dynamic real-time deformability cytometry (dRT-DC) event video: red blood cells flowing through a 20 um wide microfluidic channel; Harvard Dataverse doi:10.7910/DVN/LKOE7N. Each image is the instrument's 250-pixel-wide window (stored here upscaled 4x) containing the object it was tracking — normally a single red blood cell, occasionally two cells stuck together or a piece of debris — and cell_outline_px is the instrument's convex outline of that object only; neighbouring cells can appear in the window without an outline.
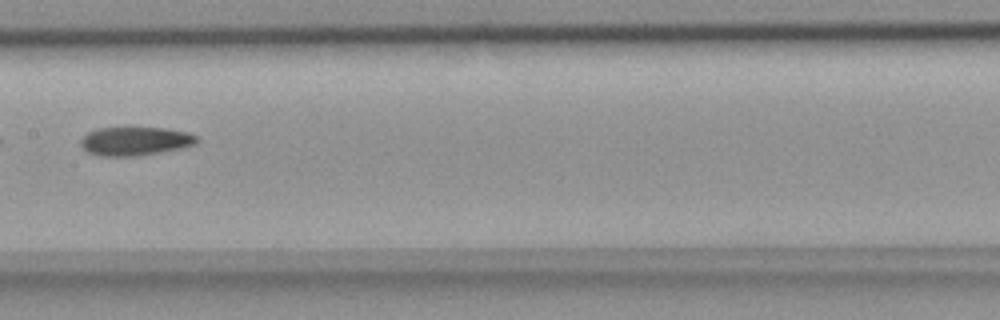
{"species": "common noctule bat (a hibernating species)", "species_latin": "Nyctalus noctula", "temperature_condition": "room temperature", "stored_images_in_passage": 8, "camera_frame_rate_fps": 3000, "um_per_image_px": 0.085, "animal": {"sex": "female", "body_mass_g": 18.4}, "frame": {"image": 1, "passage_image": 7, "time_ms": 2.0, "image_size_px": [1000, 320], "cell_outline_px": [[196, 144], [184, 148], [160, 152], [132, 156], [100, 156], [88, 152], [80, 144], [80, 140], [88, 132], [96, 128], [164, 128], [188, 132], [196, 136]], "centroid_in_image_um": [11.48, 12.0], "position_along_channel_um": 195.9, "area_um2": 19.25}}
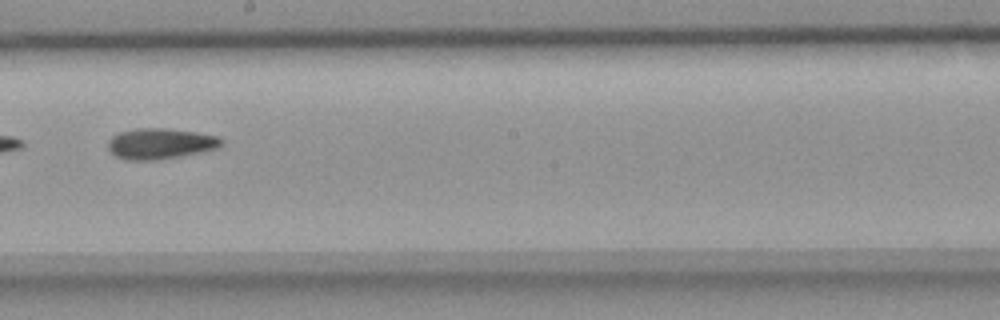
{"frame": {"image": 2, "passage_image": 8, "time_ms": 2.333, "image_size_px": [1000, 320], "cell_outline_px": [[224, 144], [216, 148], [180, 156], [156, 160], [124, 160], [116, 156], [108, 148], [108, 140], [112, 136], [120, 132], [136, 128], [168, 128], [196, 132], [220, 136], [224, 140]], "centroid_in_image_um": [13.63, 12.2], "position_along_channel_um": 234.6, "area_um2": 20.4}}